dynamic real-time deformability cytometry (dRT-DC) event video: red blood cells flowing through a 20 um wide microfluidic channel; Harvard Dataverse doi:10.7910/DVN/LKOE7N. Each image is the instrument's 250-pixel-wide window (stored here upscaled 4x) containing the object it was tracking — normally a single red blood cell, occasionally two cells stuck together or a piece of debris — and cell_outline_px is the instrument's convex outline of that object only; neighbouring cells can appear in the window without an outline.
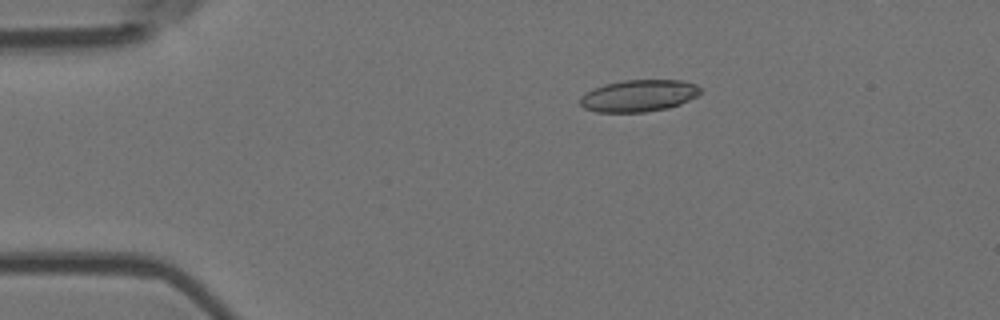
{"species": "Egyptian fruit bat (a non-hibernating species)", "species_latin": "Rousettus aegyptiacus", "temperature_condition": "room temperature", "stored_images_in_passage": 4, "camera_frame_rate_fps": 3000, "um_per_image_px": 0.085, "animal": {"sex": "female"}, "frame": {"image": 1, "passage_image": 4, "time_ms": 1.0, "image_size_px": [1000, 320], "cell_outline_px": [[700, 92], [696, 96], [680, 104], [668, 108], [644, 112], [596, 112], [584, 108], [580, 104], [580, 96], [584, 92], [592, 88], [604, 84], [624, 80], [680, 80], [696, 84], [700, 88]], "centroid_in_image_um": [54.24, 8.13], "position_along_channel_um": 30.8, "area_um2": 22.43}}